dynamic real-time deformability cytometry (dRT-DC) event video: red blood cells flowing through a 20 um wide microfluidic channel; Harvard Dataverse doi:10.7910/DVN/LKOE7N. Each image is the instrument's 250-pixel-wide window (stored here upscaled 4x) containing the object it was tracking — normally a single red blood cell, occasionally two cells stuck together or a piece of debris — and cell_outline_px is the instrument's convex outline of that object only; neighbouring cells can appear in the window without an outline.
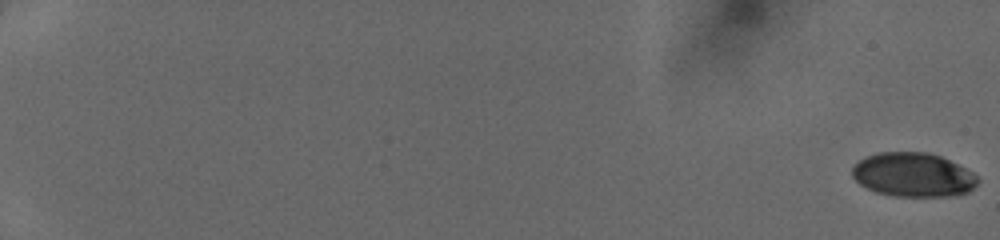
{"species": "human", "species_latin": "Homo sapiens", "temperature_condition": "cold", "stored_images_in_passage": 52, "camera_frame_rate_fps": 3000, "um_per_image_px": 0.085, "donor": {"sex": "female"}, "frame": {"image": 1, "passage_image": 1, "time_ms": 0.0, "image_size_px": [1000, 240], "cell_outline_px": [[980, 180], [968, 192], [956, 196], [892, 196], [876, 192], [860, 184], [852, 176], [852, 168], [860, 160], [868, 156], [880, 152], [928, 152], [940, 156], [972, 172]], "centroid_in_image_um": [77.62, 14.87], "position_along_channel_um": 7.4, "area_um2": 32.02}}
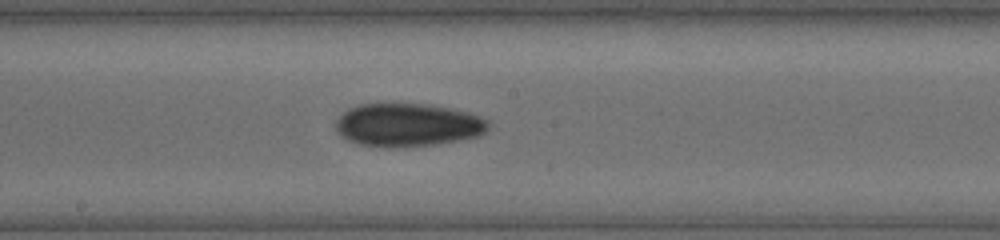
{"frame": {"image": 2, "passage_image": 32, "time_ms": 10.333, "image_size_px": [1000, 240], "cell_outline_px": [[488, 128], [484, 132], [476, 136], [456, 140], [432, 144], [388, 148], [360, 144], [348, 140], [340, 136], [336, 132], [336, 120], [348, 108], [360, 104], [424, 104], [448, 108], [468, 112], [480, 116], [488, 120]], "centroid_in_image_um": [34.61, 10.62], "position_along_channel_um": 213.6, "area_um2": 38.03}}
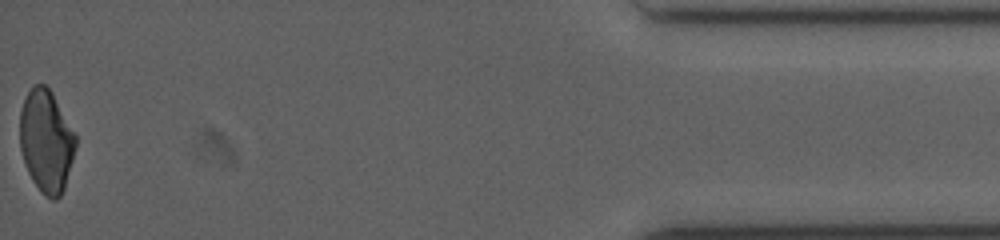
{"frame": {"image": 3, "passage_image": 52, "time_ms": 17.0, "image_size_px": [1000, 240], "cell_outline_px": [[76, 144], [72, 160], [64, 188], [60, 196], [56, 200], [52, 200], [44, 196], [40, 192], [32, 180], [28, 172], [20, 148], [20, 112], [24, 100], [28, 92], [36, 84], [44, 84], [52, 92], [76, 136]], "centroid_in_image_um": [3.92, 12.02], "position_along_channel_um": 431.3, "area_um2": 33.0}}